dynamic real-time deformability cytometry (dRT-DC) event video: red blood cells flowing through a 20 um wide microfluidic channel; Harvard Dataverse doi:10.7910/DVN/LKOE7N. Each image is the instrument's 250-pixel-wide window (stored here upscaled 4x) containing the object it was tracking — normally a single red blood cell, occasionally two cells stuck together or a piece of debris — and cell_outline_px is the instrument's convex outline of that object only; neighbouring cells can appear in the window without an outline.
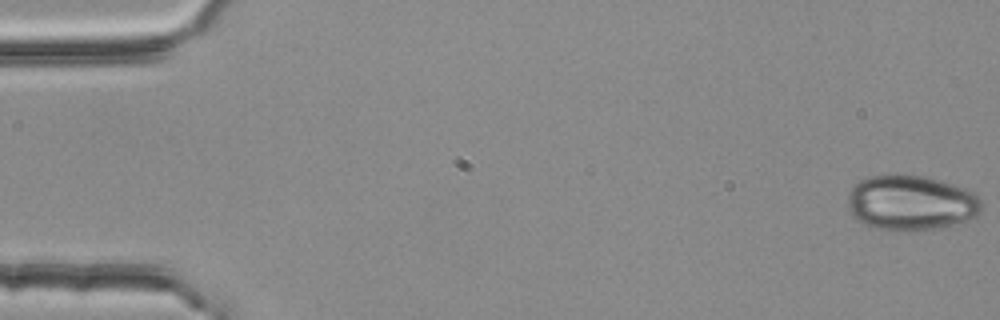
{"species": "common noctule bat (a hibernating species)", "species_latin": "Nyctalus noctula", "temperature_condition": "room temperature", "stored_images_in_passage": 4, "camera_frame_rate_fps": 3000, "um_per_image_px": 0.085, "animal": {"sex": "female", "body_mass_g": 25.1}, "frame": {"image": 1, "passage_image": 1, "time_ms": 0.0, "image_size_px": [1000, 320], "cell_outline_px": [[984, 208], [976, 216], [940, 228], [924, 232], [892, 232], [876, 228], [864, 224], [856, 220], [852, 216], [848, 208], [848, 192], [852, 184], [868, 176], [896, 172], [924, 176], [940, 180], [964, 188], [972, 192], [984, 204]], "centroid_in_image_um": [77.37, 17.24], "position_along_channel_um": 7.6, "area_um2": 44.39}}